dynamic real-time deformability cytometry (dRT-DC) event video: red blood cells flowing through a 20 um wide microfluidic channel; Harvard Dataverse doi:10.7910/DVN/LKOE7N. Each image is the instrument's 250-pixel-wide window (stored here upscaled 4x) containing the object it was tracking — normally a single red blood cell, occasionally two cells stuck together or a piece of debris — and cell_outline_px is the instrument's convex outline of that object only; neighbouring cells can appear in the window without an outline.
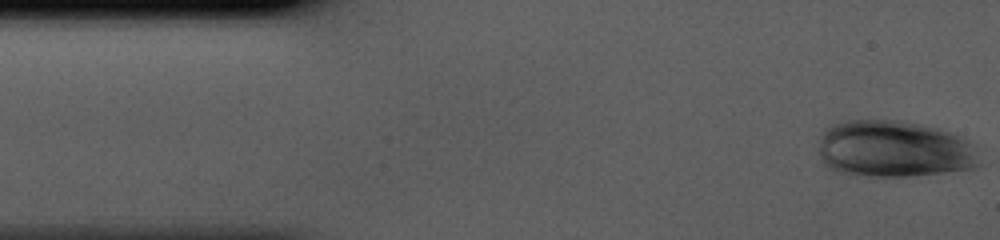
{"species": "human", "species_latin": "Homo sapiens", "temperature_condition": "cold", "stored_images_in_passage": 41, "camera_frame_rate_fps": 3000, "um_per_image_px": 0.085, "donor": {"sex": "male"}, "frame": {"image": 1, "passage_image": 1, "time_ms": 0.0, "image_size_px": [1000, 240], "cell_outline_px": [[980, 164], [976, 168], [944, 172], [908, 176], [848, 176], [832, 172], [824, 164], [820, 156], [820, 140], [824, 128], [832, 124], [848, 120], [896, 120], [936, 128], [960, 136], [976, 144]], "centroid_in_image_um": [75.97, 12.69], "position_along_channel_um": 9.0, "area_um2": 53.87}}
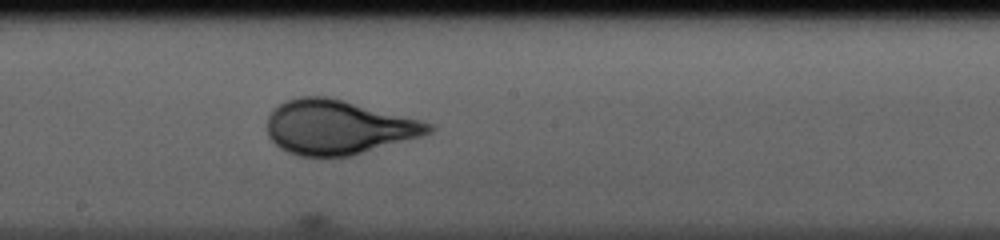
{"frame": {"image": 2, "passage_image": 22, "time_ms": 7.0, "image_size_px": [1000, 240], "cell_outline_px": [[436, 128], [432, 132], [420, 136], [352, 156], [296, 156], [280, 148], [268, 136], [268, 116], [280, 104], [288, 100], [300, 96], [328, 96], [420, 120], [432, 124]], "centroid_in_image_um": [28.74, 10.82], "position_along_channel_um": 219.5, "area_um2": 50.75}}
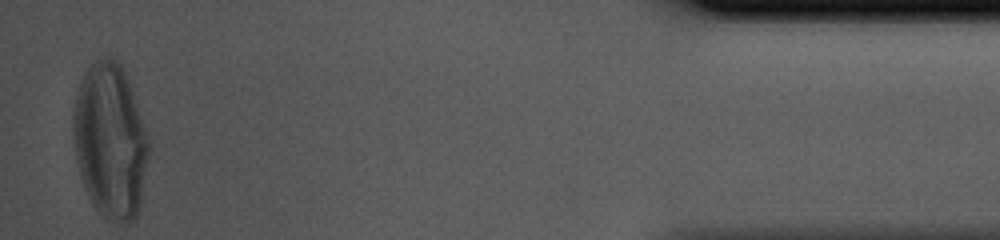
{"frame": {"image": 3, "passage_image": 41, "time_ms": 13.333, "image_size_px": [1000, 240], "cell_outline_px": [[148, 152], [140, 208], [136, 220], [128, 224], [124, 224], [108, 220], [96, 208], [88, 196], [84, 188], [80, 176], [76, 156], [72, 132], [72, 120], [76, 96], [80, 84], [88, 68], [96, 60], [108, 56], [116, 60], [124, 68], [148, 140]], "centroid_in_image_um": [9.36, 12.03], "position_along_channel_um": 425.8, "area_um2": 67.63}}